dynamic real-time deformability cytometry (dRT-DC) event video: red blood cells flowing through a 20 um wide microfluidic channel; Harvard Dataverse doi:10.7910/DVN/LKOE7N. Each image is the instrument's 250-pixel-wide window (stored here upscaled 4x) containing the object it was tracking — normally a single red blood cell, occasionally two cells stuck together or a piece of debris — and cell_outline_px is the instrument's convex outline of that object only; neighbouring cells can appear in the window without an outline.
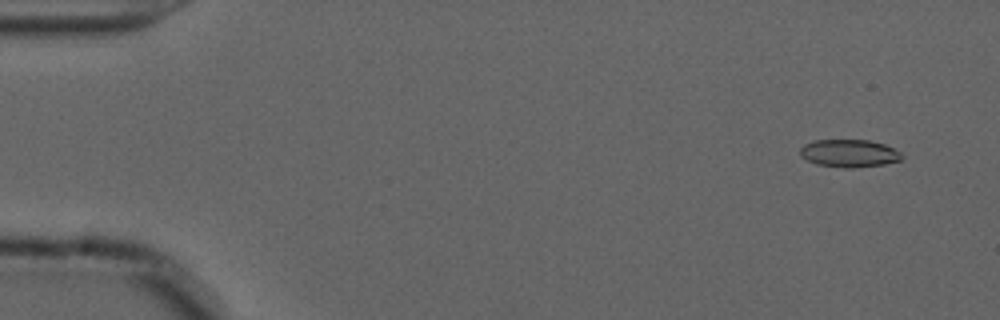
{"species": "common noctule bat (a hibernating species)", "species_latin": "Nyctalus noctula", "temperature_condition": "cold", "stored_images_in_passage": 56, "camera_frame_rate_fps": 3000, "um_per_image_px": 0.085, "animal": {"sex": "male", "forearm_length_mm": 52.5}, "frame": {"image": 1, "passage_image": 4, "time_ms": 1.0, "image_size_px": [1000, 320], "cell_outline_px": [[904, 156], [900, 160], [884, 164], [856, 168], [844, 168], [816, 164], [800, 156], [800, 148], [804, 144], [812, 140], [868, 140], [884, 144], [900, 152]], "centroid_in_image_um": [72.16, 13.03], "position_along_channel_um": 12.8, "area_um2": 16.47}}
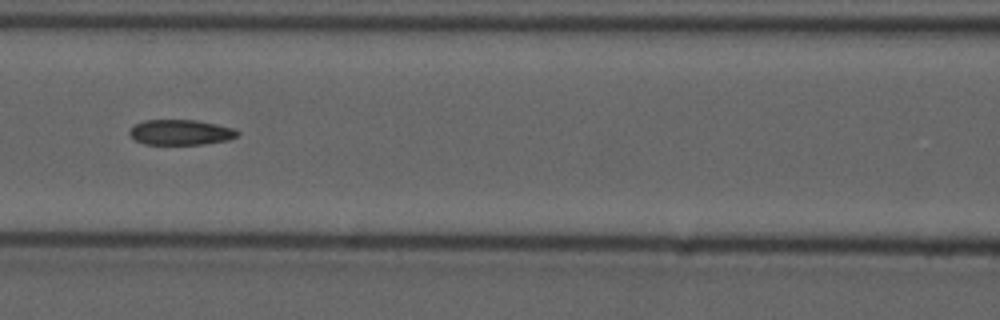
{"frame": {"image": 2, "passage_image": 25, "time_ms": 8.0, "image_size_px": [1000, 320], "cell_outline_px": [[240, 132], [236, 136], [228, 140], [204, 144], [144, 144], [136, 140], [128, 132], [136, 124], [144, 120], [196, 120], [236, 128]], "centroid_in_image_um": [15.39, 11.24], "position_along_channel_um": 151.2, "area_um2": 15.84}}
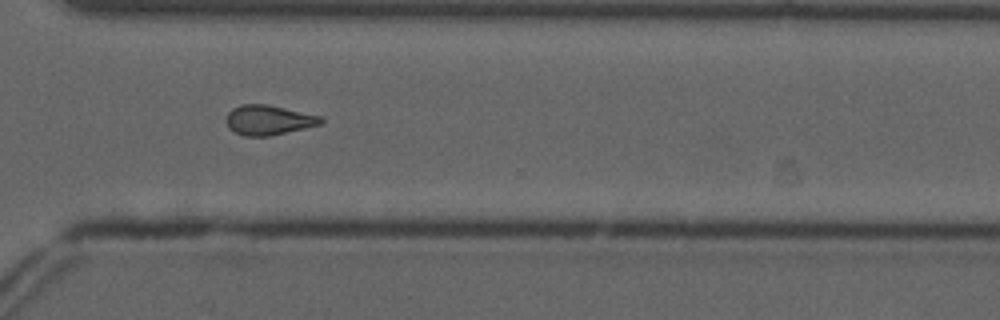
{"frame": {"image": 3, "passage_image": 41, "time_ms": 13.333, "image_size_px": [1000, 320], "cell_outline_px": [[324, 124], [268, 136], [244, 136], [228, 128], [228, 112], [232, 108], [240, 104], [268, 104], [320, 116], [324, 120]], "centroid_in_image_um": [22.85, 10.2], "position_along_channel_um": 347.8, "area_um2": 16.36}, "authors_computed_cell_mechanics": {"area_um2": 16.473, "velocity_mm_per_s": 3.6957, "shape_relaxation_time_tau1_ms": null, "shape_relaxation_time_tau2_ms": 4.0824, "deformation_change_tau1": null, "deformation_change_tau2": 0.1146}}